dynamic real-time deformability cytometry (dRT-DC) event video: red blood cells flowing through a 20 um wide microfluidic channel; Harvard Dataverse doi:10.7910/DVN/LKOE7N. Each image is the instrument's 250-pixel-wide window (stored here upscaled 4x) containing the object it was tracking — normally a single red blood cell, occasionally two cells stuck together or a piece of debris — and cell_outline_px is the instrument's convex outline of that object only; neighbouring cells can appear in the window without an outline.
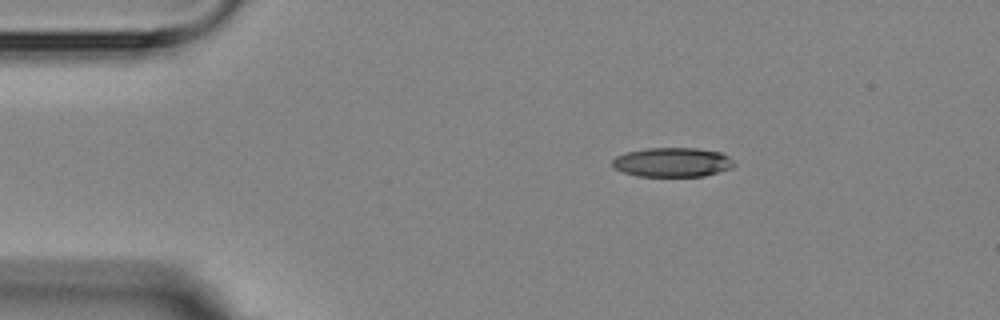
{"species": "Egyptian fruit bat (a non-hibernating species)", "species_latin": "Rousettus aegyptiacus", "temperature_condition": "room temperature", "stored_images_in_passage": 6, "camera_frame_rate_fps": 3000, "um_per_image_px": 0.085, "animal": {"sex": "female"}, "frame": {"image": 1, "passage_image": 1, "time_ms": 0.0, "image_size_px": [1000, 320], "cell_outline_px": [[736, 164], [732, 168], [704, 176], [636, 176], [612, 168], [612, 160], [616, 156], [628, 152], [648, 148], [696, 148], [720, 152], [728, 156]], "centroid_in_image_um": [57.15, 13.79], "position_along_channel_um": 27.9, "area_um2": 20.81}}
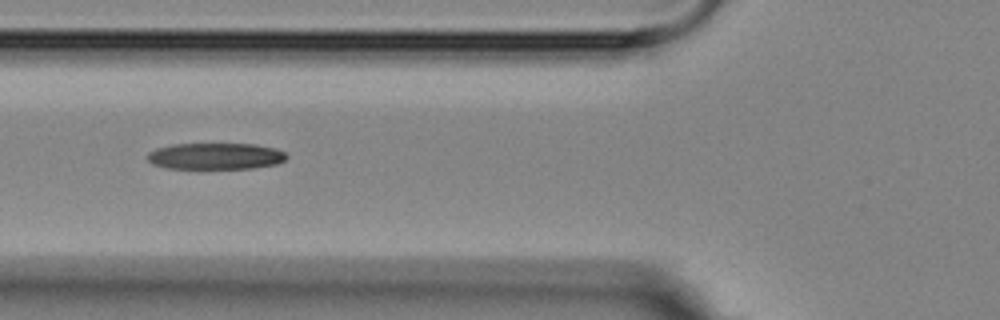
{"frame": {"image": 2, "passage_image": 4, "time_ms": 3.667, "image_size_px": [1000, 320], "cell_outline_px": [[288, 156], [284, 160], [276, 164], [252, 168], [168, 168], [152, 164], [148, 160], [148, 152], [156, 148], [172, 144], [256, 144], [272, 148], [284, 152]], "centroid_in_image_um": [18.29, 13.27], "position_along_channel_um": 107.5, "area_um2": 21.27}}
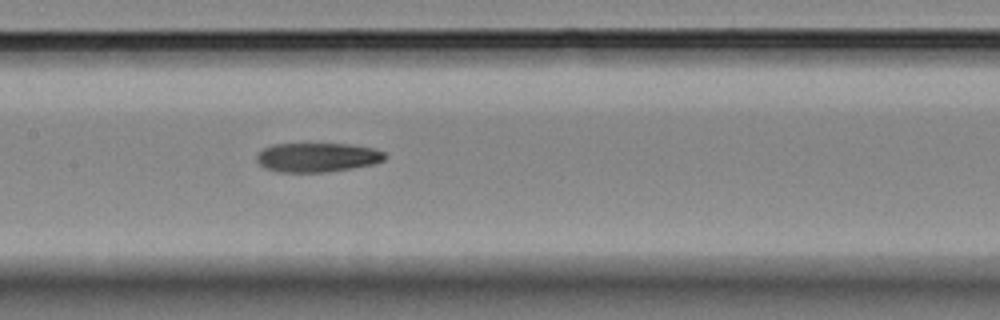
{"frame": {"image": 3, "passage_image": 6, "time_ms": 5.667, "image_size_px": [1000, 320], "cell_outline_px": [[384, 160], [372, 164], [352, 168], [328, 172], [280, 172], [264, 168], [256, 160], [256, 156], [264, 148], [272, 144], [348, 144], [372, 148], [384, 152]], "centroid_in_image_um": [26.93, 13.38], "position_along_channel_um": 180.5, "area_um2": 21.68}}